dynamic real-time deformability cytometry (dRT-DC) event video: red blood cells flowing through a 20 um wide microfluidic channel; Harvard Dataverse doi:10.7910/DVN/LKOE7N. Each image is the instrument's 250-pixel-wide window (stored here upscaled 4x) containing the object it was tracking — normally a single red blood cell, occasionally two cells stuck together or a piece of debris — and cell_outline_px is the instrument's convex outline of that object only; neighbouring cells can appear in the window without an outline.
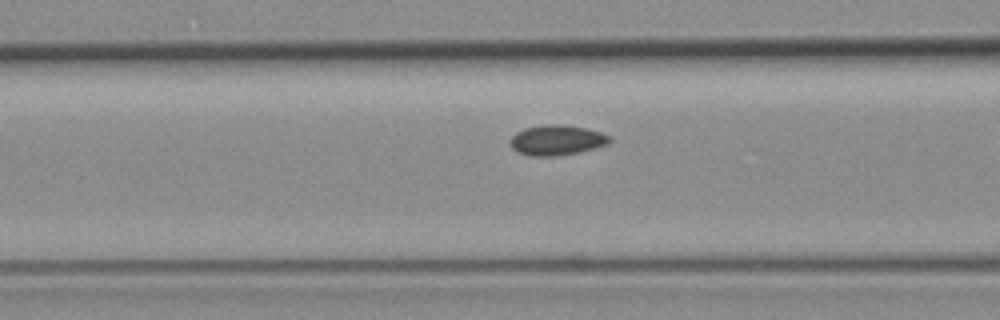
{"species": "common noctule bat (a hibernating species)", "species_latin": "Nyctalus noctula", "temperature_condition": "room temperature", "stored_images_in_passage": 16, "camera_frame_rate_fps": 3000, "um_per_image_px": 0.085, "animal": {"sex": "female", "body_mass_g": 19.3, "forearm_length_mm": 54.1}, "frame": {"image": 1, "passage_image": 14, "time_ms": 4.333, "image_size_px": [1000, 320], "cell_outline_px": [[612, 140], [608, 144], [596, 148], [556, 156], [528, 156], [516, 152], [512, 148], [512, 136], [516, 132], [524, 128], [544, 124], [564, 124], [588, 128], [600, 132], [608, 136]], "centroid_in_image_um": [47.32, 11.9], "position_along_channel_um": 119.3, "area_um2": 17.57}}